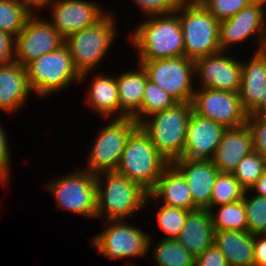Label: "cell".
Returning a JSON list of instances; mask_svg holds the SVG:
<instances>
[{
  "label": "cell",
  "mask_w": 266,
  "mask_h": 266,
  "mask_svg": "<svg viewBox=\"0 0 266 266\" xmlns=\"http://www.w3.org/2000/svg\"><path fill=\"white\" fill-rule=\"evenodd\" d=\"M145 18L128 36V44L137 53L135 61L183 57V32L178 15L172 13Z\"/></svg>",
  "instance_id": "obj_1"
},
{
  "label": "cell",
  "mask_w": 266,
  "mask_h": 266,
  "mask_svg": "<svg viewBox=\"0 0 266 266\" xmlns=\"http://www.w3.org/2000/svg\"><path fill=\"white\" fill-rule=\"evenodd\" d=\"M96 182V219L130 220L147 205L149 192L116 171L96 174Z\"/></svg>",
  "instance_id": "obj_2"
},
{
  "label": "cell",
  "mask_w": 266,
  "mask_h": 266,
  "mask_svg": "<svg viewBox=\"0 0 266 266\" xmlns=\"http://www.w3.org/2000/svg\"><path fill=\"white\" fill-rule=\"evenodd\" d=\"M112 11L94 26L75 32L65 39L74 66L81 74L80 84L86 82L88 75L102 64L120 33Z\"/></svg>",
  "instance_id": "obj_3"
},
{
  "label": "cell",
  "mask_w": 266,
  "mask_h": 266,
  "mask_svg": "<svg viewBox=\"0 0 266 266\" xmlns=\"http://www.w3.org/2000/svg\"><path fill=\"white\" fill-rule=\"evenodd\" d=\"M192 112L191 102L175 103L168 109L147 116L140 123V127L149 135L158 152L169 163L183 155Z\"/></svg>",
  "instance_id": "obj_4"
},
{
  "label": "cell",
  "mask_w": 266,
  "mask_h": 266,
  "mask_svg": "<svg viewBox=\"0 0 266 266\" xmlns=\"http://www.w3.org/2000/svg\"><path fill=\"white\" fill-rule=\"evenodd\" d=\"M184 41V57L191 60L217 53L220 48V22L195 0H184L175 11Z\"/></svg>",
  "instance_id": "obj_5"
},
{
  "label": "cell",
  "mask_w": 266,
  "mask_h": 266,
  "mask_svg": "<svg viewBox=\"0 0 266 266\" xmlns=\"http://www.w3.org/2000/svg\"><path fill=\"white\" fill-rule=\"evenodd\" d=\"M25 68L33 95L42 99L62 92L72 83L80 85L81 74L75 68L65 44L33 60Z\"/></svg>",
  "instance_id": "obj_6"
},
{
  "label": "cell",
  "mask_w": 266,
  "mask_h": 266,
  "mask_svg": "<svg viewBox=\"0 0 266 266\" xmlns=\"http://www.w3.org/2000/svg\"><path fill=\"white\" fill-rule=\"evenodd\" d=\"M169 164L139 126L130 135L116 172L150 192Z\"/></svg>",
  "instance_id": "obj_7"
},
{
  "label": "cell",
  "mask_w": 266,
  "mask_h": 266,
  "mask_svg": "<svg viewBox=\"0 0 266 266\" xmlns=\"http://www.w3.org/2000/svg\"><path fill=\"white\" fill-rule=\"evenodd\" d=\"M47 187V188H46ZM45 188L52 193L58 209L96 219V175L85 169L56 176Z\"/></svg>",
  "instance_id": "obj_8"
},
{
  "label": "cell",
  "mask_w": 266,
  "mask_h": 266,
  "mask_svg": "<svg viewBox=\"0 0 266 266\" xmlns=\"http://www.w3.org/2000/svg\"><path fill=\"white\" fill-rule=\"evenodd\" d=\"M91 145L87 167L92 174L116 171L130 135L140 126L133 117L109 118Z\"/></svg>",
  "instance_id": "obj_9"
},
{
  "label": "cell",
  "mask_w": 266,
  "mask_h": 266,
  "mask_svg": "<svg viewBox=\"0 0 266 266\" xmlns=\"http://www.w3.org/2000/svg\"><path fill=\"white\" fill-rule=\"evenodd\" d=\"M105 229L90 240L97 253L111 260L145 257L149 254V235L139 225H131L126 219L106 220ZM139 227V228H138ZM148 253V254H147Z\"/></svg>",
  "instance_id": "obj_10"
},
{
  "label": "cell",
  "mask_w": 266,
  "mask_h": 266,
  "mask_svg": "<svg viewBox=\"0 0 266 266\" xmlns=\"http://www.w3.org/2000/svg\"><path fill=\"white\" fill-rule=\"evenodd\" d=\"M137 63L146 71L148 80L158 85L177 103L192 102L196 90L194 82L197 81L194 60L183 56Z\"/></svg>",
  "instance_id": "obj_11"
},
{
  "label": "cell",
  "mask_w": 266,
  "mask_h": 266,
  "mask_svg": "<svg viewBox=\"0 0 266 266\" xmlns=\"http://www.w3.org/2000/svg\"><path fill=\"white\" fill-rule=\"evenodd\" d=\"M265 8V0H255L234 16L221 21L219 30L221 50L230 51L231 47L255 37V51H261L266 38Z\"/></svg>",
  "instance_id": "obj_12"
},
{
  "label": "cell",
  "mask_w": 266,
  "mask_h": 266,
  "mask_svg": "<svg viewBox=\"0 0 266 266\" xmlns=\"http://www.w3.org/2000/svg\"><path fill=\"white\" fill-rule=\"evenodd\" d=\"M191 103L195 114L226 128H236L247 122L248 114L241 106L239 93L196 87Z\"/></svg>",
  "instance_id": "obj_13"
},
{
  "label": "cell",
  "mask_w": 266,
  "mask_h": 266,
  "mask_svg": "<svg viewBox=\"0 0 266 266\" xmlns=\"http://www.w3.org/2000/svg\"><path fill=\"white\" fill-rule=\"evenodd\" d=\"M65 44V39L52 24L31 15L22 31L15 37L14 61L26 66L40 56L53 52Z\"/></svg>",
  "instance_id": "obj_14"
},
{
  "label": "cell",
  "mask_w": 266,
  "mask_h": 266,
  "mask_svg": "<svg viewBox=\"0 0 266 266\" xmlns=\"http://www.w3.org/2000/svg\"><path fill=\"white\" fill-rule=\"evenodd\" d=\"M221 50L194 61L196 87L239 93L241 88V60ZM228 55H227V54Z\"/></svg>",
  "instance_id": "obj_15"
},
{
  "label": "cell",
  "mask_w": 266,
  "mask_h": 266,
  "mask_svg": "<svg viewBox=\"0 0 266 266\" xmlns=\"http://www.w3.org/2000/svg\"><path fill=\"white\" fill-rule=\"evenodd\" d=\"M101 4L91 0H55L48 8L49 22L66 39L69 35L94 26L107 13ZM51 20V21H50Z\"/></svg>",
  "instance_id": "obj_16"
},
{
  "label": "cell",
  "mask_w": 266,
  "mask_h": 266,
  "mask_svg": "<svg viewBox=\"0 0 266 266\" xmlns=\"http://www.w3.org/2000/svg\"><path fill=\"white\" fill-rule=\"evenodd\" d=\"M226 129L222 124L192 112L181 158L211 160Z\"/></svg>",
  "instance_id": "obj_17"
},
{
  "label": "cell",
  "mask_w": 266,
  "mask_h": 266,
  "mask_svg": "<svg viewBox=\"0 0 266 266\" xmlns=\"http://www.w3.org/2000/svg\"><path fill=\"white\" fill-rule=\"evenodd\" d=\"M172 164L186 179L194 206L210 210L214 182L220 172L212 160L178 158Z\"/></svg>",
  "instance_id": "obj_18"
},
{
  "label": "cell",
  "mask_w": 266,
  "mask_h": 266,
  "mask_svg": "<svg viewBox=\"0 0 266 266\" xmlns=\"http://www.w3.org/2000/svg\"><path fill=\"white\" fill-rule=\"evenodd\" d=\"M32 92L24 66L15 61L0 63V110L17 113Z\"/></svg>",
  "instance_id": "obj_19"
},
{
  "label": "cell",
  "mask_w": 266,
  "mask_h": 266,
  "mask_svg": "<svg viewBox=\"0 0 266 266\" xmlns=\"http://www.w3.org/2000/svg\"><path fill=\"white\" fill-rule=\"evenodd\" d=\"M150 201L155 205L162 202L188 211L197 210L186 179L172 163L165 168L155 187L149 192L146 204Z\"/></svg>",
  "instance_id": "obj_20"
},
{
  "label": "cell",
  "mask_w": 266,
  "mask_h": 266,
  "mask_svg": "<svg viewBox=\"0 0 266 266\" xmlns=\"http://www.w3.org/2000/svg\"><path fill=\"white\" fill-rule=\"evenodd\" d=\"M252 151L251 131L245 124L226 129L211 160L220 172L232 173L237 164Z\"/></svg>",
  "instance_id": "obj_21"
},
{
  "label": "cell",
  "mask_w": 266,
  "mask_h": 266,
  "mask_svg": "<svg viewBox=\"0 0 266 266\" xmlns=\"http://www.w3.org/2000/svg\"><path fill=\"white\" fill-rule=\"evenodd\" d=\"M240 102L243 110L249 115L262 101L266 87V55L255 51L249 60L241 59Z\"/></svg>",
  "instance_id": "obj_22"
},
{
  "label": "cell",
  "mask_w": 266,
  "mask_h": 266,
  "mask_svg": "<svg viewBox=\"0 0 266 266\" xmlns=\"http://www.w3.org/2000/svg\"><path fill=\"white\" fill-rule=\"evenodd\" d=\"M215 230L208 209L190 211L176 240L196 258L214 244Z\"/></svg>",
  "instance_id": "obj_23"
},
{
  "label": "cell",
  "mask_w": 266,
  "mask_h": 266,
  "mask_svg": "<svg viewBox=\"0 0 266 266\" xmlns=\"http://www.w3.org/2000/svg\"><path fill=\"white\" fill-rule=\"evenodd\" d=\"M97 74V75H96ZM88 90H85L86 104L101 118H119V98L116 75L95 73ZM91 84V85H90ZM113 116V117H112Z\"/></svg>",
  "instance_id": "obj_24"
},
{
  "label": "cell",
  "mask_w": 266,
  "mask_h": 266,
  "mask_svg": "<svg viewBox=\"0 0 266 266\" xmlns=\"http://www.w3.org/2000/svg\"><path fill=\"white\" fill-rule=\"evenodd\" d=\"M136 69L116 74L119 118L133 117L140 109L148 76L141 64Z\"/></svg>",
  "instance_id": "obj_25"
},
{
  "label": "cell",
  "mask_w": 266,
  "mask_h": 266,
  "mask_svg": "<svg viewBox=\"0 0 266 266\" xmlns=\"http://www.w3.org/2000/svg\"><path fill=\"white\" fill-rule=\"evenodd\" d=\"M214 244L229 266H254V235L247 231H215Z\"/></svg>",
  "instance_id": "obj_26"
},
{
  "label": "cell",
  "mask_w": 266,
  "mask_h": 266,
  "mask_svg": "<svg viewBox=\"0 0 266 266\" xmlns=\"http://www.w3.org/2000/svg\"><path fill=\"white\" fill-rule=\"evenodd\" d=\"M149 249L156 266H195V258L176 239L161 238L153 245L149 235ZM155 247L152 248L151 247Z\"/></svg>",
  "instance_id": "obj_27"
},
{
  "label": "cell",
  "mask_w": 266,
  "mask_h": 266,
  "mask_svg": "<svg viewBox=\"0 0 266 266\" xmlns=\"http://www.w3.org/2000/svg\"><path fill=\"white\" fill-rule=\"evenodd\" d=\"M209 212L215 231H247L246 209L243 199L212 207Z\"/></svg>",
  "instance_id": "obj_28"
},
{
  "label": "cell",
  "mask_w": 266,
  "mask_h": 266,
  "mask_svg": "<svg viewBox=\"0 0 266 266\" xmlns=\"http://www.w3.org/2000/svg\"><path fill=\"white\" fill-rule=\"evenodd\" d=\"M245 191L232 173L219 172L212 190L210 209L243 199Z\"/></svg>",
  "instance_id": "obj_29"
},
{
  "label": "cell",
  "mask_w": 266,
  "mask_h": 266,
  "mask_svg": "<svg viewBox=\"0 0 266 266\" xmlns=\"http://www.w3.org/2000/svg\"><path fill=\"white\" fill-rule=\"evenodd\" d=\"M177 103L158 85L147 79L141 109L133 116L140 124L147 116L168 109Z\"/></svg>",
  "instance_id": "obj_30"
},
{
  "label": "cell",
  "mask_w": 266,
  "mask_h": 266,
  "mask_svg": "<svg viewBox=\"0 0 266 266\" xmlns=\"http://www.w3.org/2000/svg\"><path fill=\"white\" fill-rule=\"evenodd\" d=\"M32 14L15 0H0V30L16 37Z\"/></svg>",
  "instance_id": "obj_31"
},
{
  "label": "cell",
  "mask_w": 266,
  "mask_h": 266,
  "mask_svg": "<svg viewBox=\"0 0 266 266\" xmlns=\"http://www.w3.org/2000/svg\"><path fill=\"white\" fill-rule=\"evenodd\" d=\"M243 203L246 209L247 232L252 235L266 234V197L246 190Z\"/></svg>",
  "instance_id": "obj_32"
},
{
  "label": "cell",
  "mask_w": 266,
  "mask_h": 266,
  "mask_svg": "<svg viewBox=\"0 0 266 266\" xmlns=\"http://www.w3.org/2000/svg\"><path fill=\"white\" fill-rule=\"evenodd\" d=\"M265 169L266 160L256 151H252L237 164L232 174L245 190H250Z\"/></svg>",
  "instance_id": "obj_33"
},
{
  "label": "cell",
  "mask_w": 266,
  "mask_h": 266,
  "mask_svg": "<svg viewBox=\"0 0 266 266\" xmlns=\"http://www.w3.org/2000/svg\"><path fill=\"white\" fill-rule=\"evenodd\" d=\"M160 203L155 215L157 224L166 236L162 238L176 239L182 231L190 211Z\"/></svg>",
  "instance_id": "obj_34"
},
{
  "label": "cell",
  "mask_w": 266,
  "mask_h": 266,
  "mask_svg": "<svg viewBox=\"0 0 266 266\" xmlns=\"http://www.w3.org/2000/svg\"><path fill=\"white\" fill-rule=\"evenodd\" d=\"M200 2L219 22L229 19L255 0H195Z\"/></svg>",
  "instance_id": "obj_35"
},
{
  "label": "cell",
  "mask_w": 266,
  "mask_h": 266,
  "mask_svg": "<svg viewBox=\"0 0 266 266\" xmlns=\"http://www.w3.org/2000/svg\"><path fill=\"white\" fill-rule=\"evenodd\" d=\"M184 0H133L145 17L175 13Z\"/></svg>",
  "instance_id": "obj_36"
},
{
  "label": "cell",
  "mask_w": 266,
  "mask_h": 266,
  "mask_svg": "<svg viewBox=\"0 0 266 266\" xmlns=\"http://www.w3.org/2000/svg\"><path fill=\"white\" fill-rule=\"evenodd\" d=\"M253 141V150L266 160V117L248 115L247 122Z\"/></svg>",
  "instance_id": "obj_37"
},
{
  "label": "cell",
  "mask_w": 266,
  "mask_h": 266,
  "mask_svg": "<svg viewBox=\"0 0 266 266\" xmlns=\"http://www.w3.org/2000/svg\"><path fill=\"white\" fill-rule=\"evenodd\" d=\"M0 122V183L6 188L8 186L10 179V170H11V150L10 144L8 141V136L5 132V126Z\"/></svg>",
  "instance_id": "obj_38"
},
{
  "label": "cell",
  "mask_w": 266,
  "mask_h": 266,
  "mask_svg": "<svg viewBox=\"0 0 266 266\" xmlns=\"http://www.w3.org/2000/svg\"><path fill=\"white\" fill-rule=\"evenodd\" d=\"M195 266H229L225 256L213 244L195 258Z\"/></svg>",
  "instance_id": "obj_39"
},
{
  "label": "cell",
  "mask_w": 266,
  "mask_h": 266,
  "mask_svg": "<svg viewBox=\"0 0 266 266\" xmlns=\"http://www.w3.org/2000/svg\"><path fill=\"white\" fill-rule=\"evenodd\" d=\"M15 37L0 30V63L14 62Z\"/></svg>",
  "instance_id": "obj_40"
},
{
  "label": "cell",
  "mask_w": 266,
  "mask_h": 266,
  "mask_svg": "<svg viewBox=\"0 0 266 266\" xmlns=\"http://www.w3.org/2000/svg\"><path fill=\"white\" fill-rule=\"evenodd\" d=\"M254 266H266V234L254 235Z\"/></svg>",
  "instance_id": "obj_41"
},
{
  "label": "cell",
  "mask_w": 266,
  "mask_h": 266,
  "mask_svg": "<svg viewBox=\"0 0 266 266\" xmlns=\"http://www.w3.org/2000/svg\"><path fill=\"white\" fill-rule=\"evenodd\" d=\"M20 5L24 6L32 15L37 14V11L46 10L55 0H15Z\"/></svg>",
  "instance_id": "obj_42"
},
{
  "label": "cell",
  "mask_w": 266,
  "mask_h": 266,
  "mask_svg": "<svg viewBox=\"0 0 266 266\" xmlns=\"http://www.w3.org/2000/svg\"><path fill=\"white\" fill-rule=\"evenodd\" d=\"M250 191L258 196L266 197V169L262 176L250 188Z\"/></svg>",
  "instance_id": "obj_43"
},
{
  "label": "cell",
  "mask_w": 266,
  "mask_h": 266,
  "mask_svg": "<svg viewBox=\"0 0 266 266\" xmlns=\"http://www.w3.org/2000/svg\"><path fill=\"white\" fill-rule=\"evenodd\" d=\"M249 115L266 117V87L264 90L262 101L259 103L258 107Z\"/></svg>",
  "instance_id": "obj_44"
},
{
  "label": "cell",
  "mask_w": 266,
  "mask_h": 266,
  "mask_svg": "<svg viewBox=\"0 0 266 266\" xmlns=\"http://www.w3.org/2000/svg\"><path fill=\"white\" fill-rule=\"evenodd\" d=\"M261 51L266 55V38L264 40V44Z\"/></svg>",
  "instance_id": "obj_45"
},
{
  "label": "cell",
  "mask_w": 266,
  "mask_h": 266,
  "mask_svg": "<svg viewBox=\"0 0 266 266\" xmlns=\"http://www.w3.org/2000/svg\"><path fill=\"white\" fill-rule=\"evenodd\" d=\"M129 264H130L129 266H134L135 263H133V262L130 263V261H129ZM132 264H133V265H132Z\"/></svg>",
  "instance_id": "obj_46"
}]
</instances>
